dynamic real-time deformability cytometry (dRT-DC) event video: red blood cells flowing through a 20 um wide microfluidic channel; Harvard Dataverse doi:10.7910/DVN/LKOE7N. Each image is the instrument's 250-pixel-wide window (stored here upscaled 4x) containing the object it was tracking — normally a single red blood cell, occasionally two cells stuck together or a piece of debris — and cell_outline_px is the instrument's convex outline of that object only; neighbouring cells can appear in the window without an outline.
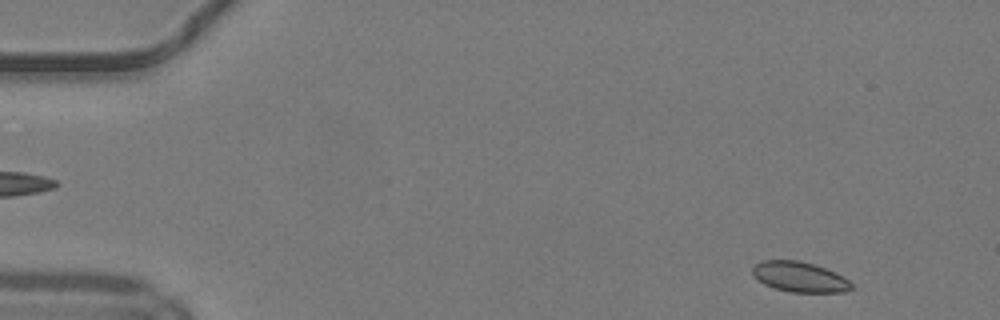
{"species": "common noctule bat (a hibernating species)", "species_latin": "Nyctalus noctula", "temperature_condition": "warm", "stored_images_in_passage": 12, "camera_frame_rate_fps": 3000, "um_per_image_px": 0.085, "animal": {"sex": "male", "body_mass_g": 19.2, "forearm_length_mm": 51.8}, "frame": {"image": 1, "passage_image": 3, "time_ms": 0.667, "image_size_px": [1000, 320], "cell_outline_px": [[856, 288], [844, 292], [792, 292], [776, 288], [764, 284], [752, 276], [752, 268], [760, 260], [800, 260], [836, 272], [844, 276]], "centroid_in_image_um": [67.98, 23.53], "position_along_channel_um": 17.0, "area_um2": 17.57}}
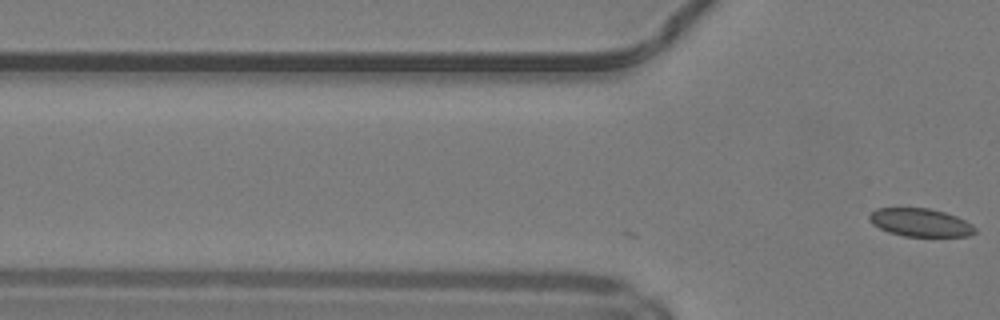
{"frame": {"image": 2, "passage_image": 12, "time_ms": 3.667, "image_size_px": [1000, 320], "cell_outline_px": [[976, 232], [968, 236], [904, 236], [888, 232], [872, 224], [868, 220], [868, 216], [876, 208], [928, 208], [944, 212], [956, 216], [972, 224], [976, 228]], "centroid_in_image_um": [78.21, 18.91], "position_along_channel_um": 47.6, "area_um2": 17.28}}